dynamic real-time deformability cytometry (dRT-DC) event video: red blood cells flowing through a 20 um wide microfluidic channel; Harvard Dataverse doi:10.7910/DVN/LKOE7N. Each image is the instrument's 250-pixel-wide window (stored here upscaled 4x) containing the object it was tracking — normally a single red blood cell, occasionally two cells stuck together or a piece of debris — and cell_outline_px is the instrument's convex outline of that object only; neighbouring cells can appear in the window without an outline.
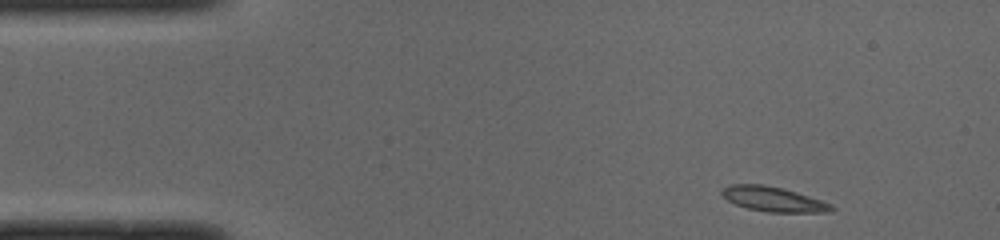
{"species": "common noctule bat (a hibernating species)", "species_latin": "Nyctalus noctula", "temperature_condition": "cold", "stored_images_in_passage": 45, "camera_frame_rate_fps": 3000, "um_per_image_px": 0.085, "animal": {"sex": "male", "body_mass_g": 19.0, "forearm_length_mm": 50.8}, "frame": {"image": 1, "passage_image": 1, "time_ms": 0.0, "image_size_px": [1000, 240], "cell_outline_px": [[836, 208], [832, 212], [768, 212], [748, 208], [736, 204], [728, 200], [720, 192], [728, 184], [764, 184], [784, 188], [832, 204]], "centroid_in_image_um": [65.75, 16.92], "position_along_channel_um": 19.2, "area_um2": 15.78}}
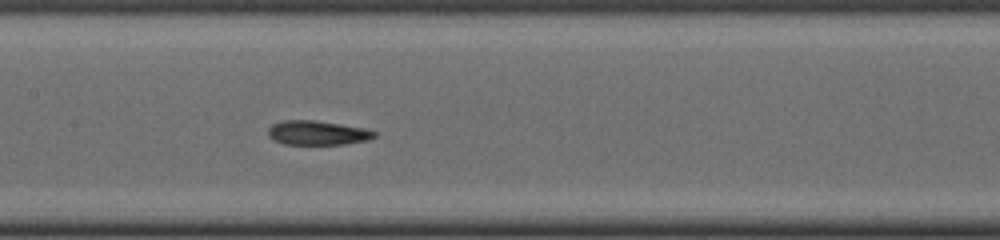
{"frame": {"image": 2, "passage_image": 19, "time_ms": 6.0, "image_size_px": [1000, 240], "cell_outline_px": [[376, 136], [368, 140], [344, 144], [284, 144], [272, 140], [268, 136], [268, 128], [272, 124], [284, 120], [312, 120], [340, 124], [364, 128], [376, 132]], "centroid_in_image_um": [26.95, 11.29], "position_along_channel_um": 180.5, "area_um2": 15.03}}
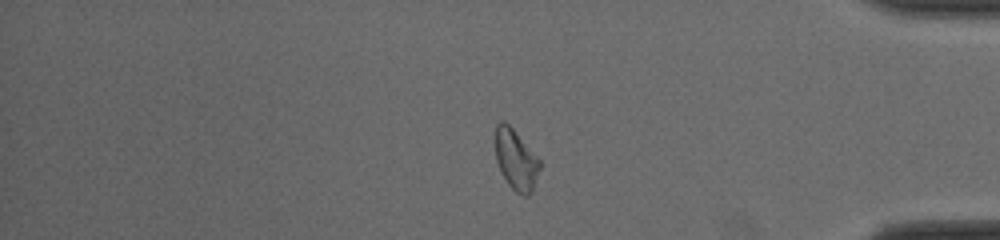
{"frame": {"image": 3, "passage_image": 37, "time_ms": 12.0, "image_size_px": [1000, 240], "cell_outline_px": [[540, 168], [532, 192], [528, 196], [524, 196], [516, 192], [508, 184], [496, 160], [496, 124], [500, 120], [504, 120], [512, 128], [540, 160]], "centroid_in_image_um": [43.86, 13.58], "position_along_channel_um": 391.3, "area_um2": 15.37}, "authors_computed_cell_mechanics": {"area_um2": 15.2014, "velocity_mm_per_s": 3.9909, "shape_relaxation_time_tau1_ms": 4.5235, "shape_relaxation_time_tau2_ms": 2.5681, "deformation_change_tau1": 0.1624, "deformation_change_tau2": 0.1012}}